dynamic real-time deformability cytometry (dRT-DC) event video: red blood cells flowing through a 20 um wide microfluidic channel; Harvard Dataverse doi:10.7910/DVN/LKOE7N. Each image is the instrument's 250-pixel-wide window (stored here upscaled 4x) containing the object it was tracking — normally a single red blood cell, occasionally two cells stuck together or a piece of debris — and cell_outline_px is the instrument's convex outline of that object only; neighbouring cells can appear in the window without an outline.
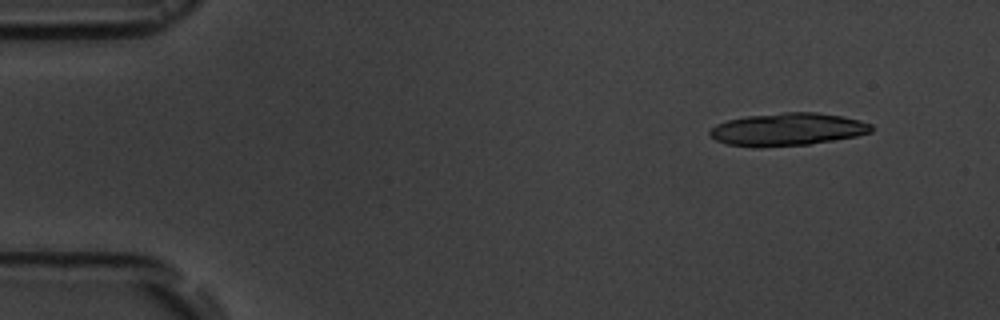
{"species": "common noctule bat (a hibernating species)", "species_latin": "Nyctalus noctula", "temperature_condition": "room temperature", "stored_images_in_passage": 8, "segment_of_instrument_passage": [1, 2], "camera_frame_rate_fps": 3000, "um_per_image_px": 0.085, "animal": {"sex": "male", "body_mass_g": 19.5, "forearm_length_mm": 54.6}, "frame": {"image": 1, "passage_image": 2, "time_ms": 1.0, "image_size_px": [1000, 320], "cell_outline_px": [[872, 132], [856, 136], [808, 144], [760, 148], [752, 148], [728, 144], [716, 140], [708, 132], [716, 124], [728, 120], [744, 116], [784, 112], [816, 112], [840, 116], [860, 120], [872, 124]], "centroid_in_image_um": [66.91, 11.0], "position_along_channel_um": 18.1, "area_um2": 30.87}}